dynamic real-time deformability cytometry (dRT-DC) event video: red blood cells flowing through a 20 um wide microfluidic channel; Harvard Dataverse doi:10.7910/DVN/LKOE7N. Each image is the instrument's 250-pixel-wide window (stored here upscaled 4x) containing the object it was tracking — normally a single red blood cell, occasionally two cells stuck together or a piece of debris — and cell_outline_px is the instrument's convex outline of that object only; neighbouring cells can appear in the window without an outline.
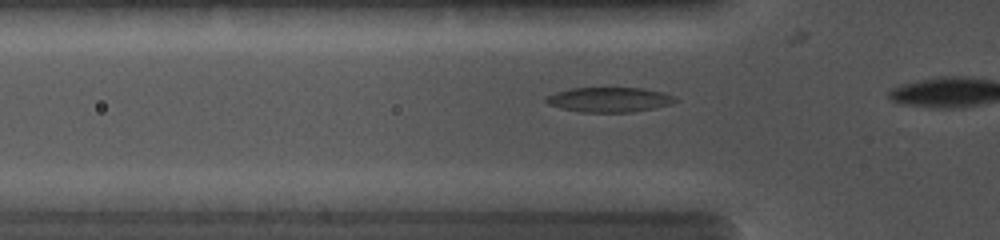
{"species": "common noctule bat (a hibernating species)", "species_latin": "Nyctalus noctula", "temperature_condition": "cold", "stored_images_in_passage": 13, "camera_frame_rate_fps": 5000, "um_per_image_px": 0.085, "animal": {"sex": "female", "body_mass_g": 19.0, "forearm_length_mm": 56.7}, "frame": {"image": 1, "passage_image": 9, "time_ms": 1.8, "image_size_px": [1000, 240], "cell_outline_px": [[680, 100], [672, 104], [656, 108], [632, 112], [580, 112], [560, 108], [548, 104], [544, 100], [548, 96], [556, 92], [572, 88], [644, 88], [664, 92]], "centroid_in_image_um": [51.83, 8.47], "position_along_channel_um": 74.0, "area_um2": 18.79}}